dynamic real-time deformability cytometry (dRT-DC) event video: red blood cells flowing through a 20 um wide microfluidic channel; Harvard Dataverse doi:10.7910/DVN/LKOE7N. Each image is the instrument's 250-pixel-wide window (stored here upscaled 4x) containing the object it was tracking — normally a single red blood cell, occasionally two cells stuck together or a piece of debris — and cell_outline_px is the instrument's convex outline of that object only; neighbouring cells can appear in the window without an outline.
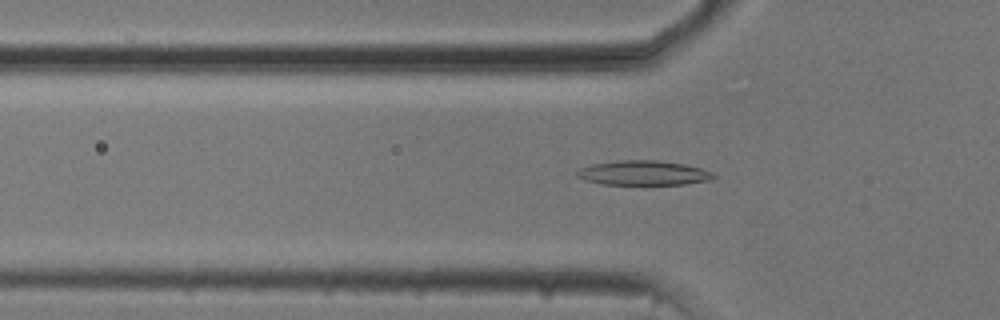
{"species": "common noctule bat (a hibernating species)", "species_latin": "Nyctalus noctula", "temperature_condition": "cold", "stored_images_in_passage": 47, "camera_frame_rate_fps": 3000, "um_per_image_px": 0.085, "animal": {"sex": "male", "body_mass_g": 20.5, "forearm_length_mm": 52.5}, "frame": {"image": 1, "passage_image": 11, "time_ms": 3.333, "image_size_px": [1000, 320], "cell_outline_px": [[716, 176], [712, 180], [684, 184], [600, 184], [584, 180], [576, 176], [576, 172], [580, 168], [592, 164], [620, 160], [656, 160], [684, 164], [700, 168], [712, 172]], "centroid_in_image_um": [54.68, 14.7], "position_along_channel_um": 71.1, "area_um2": 19.54}}
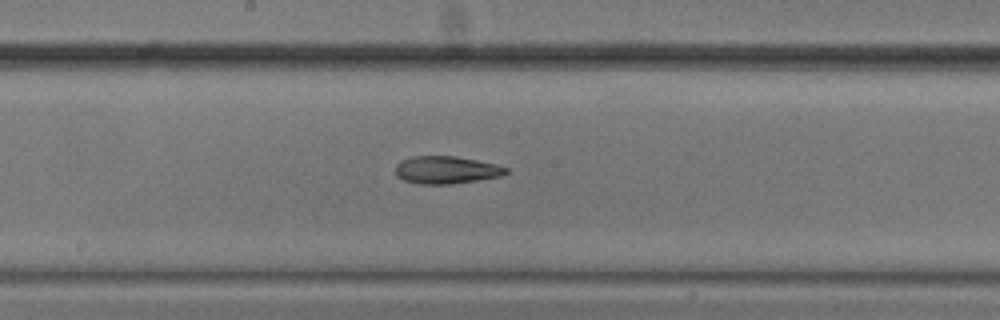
{"frame": {"image": 2, "passage_image": 22, "time_ms": 7.0, "image_size_px": [1000, 320], "cell_outline_px": [[508, 172], [504, 176], [452, 184], [416, 184], [404, 180], [396, 176], [396, 164], [400, 160], [412, 156], [456, 156], [496, 164], [508, 168]], "centroid_in_image_um": [37.93, 14.45], "position_along_channel_um": 210.3, "area_um2": 17.98}}
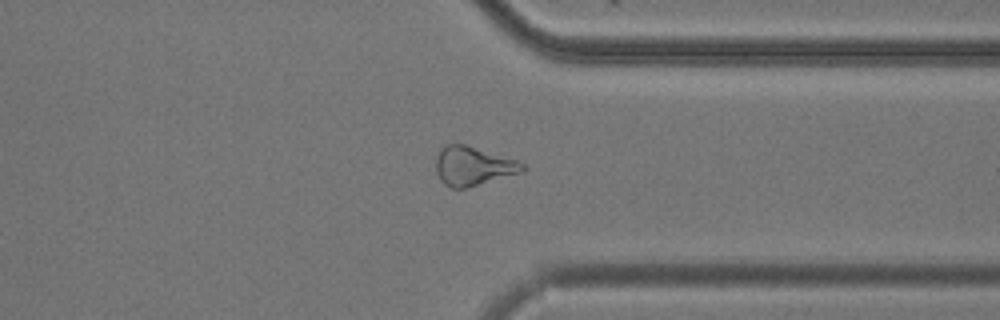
{"frame": {"image": 3, "passage_image": 35, "time_ms": 11.333, "image_size_px": [1000, 320], "cell_outline_px": [[524, 168], [520, 172], [464, 188], [452, 188], [444, 184], [440, 180], [436, 172], [436, 156], [440, 148], [444, 144], [464, 144], [516, 160], [524, 164]], "centroid_in_image_um": [40.13, 14.1], "position_along_channel_um": 371.3, "area_um2": 19.25}, "authors_computed_cell_mechanics": {"area_um2": 19.1318, "velocity_mm_per_s": 3.7542, "shape_relaxation_time_tau1_ms": 4.1249, "shape_relaxation_time_tau2_ms": 3.8588, "deformation_change_tau1": 0.1233, "deformation_change_tau2": 0.1272}}